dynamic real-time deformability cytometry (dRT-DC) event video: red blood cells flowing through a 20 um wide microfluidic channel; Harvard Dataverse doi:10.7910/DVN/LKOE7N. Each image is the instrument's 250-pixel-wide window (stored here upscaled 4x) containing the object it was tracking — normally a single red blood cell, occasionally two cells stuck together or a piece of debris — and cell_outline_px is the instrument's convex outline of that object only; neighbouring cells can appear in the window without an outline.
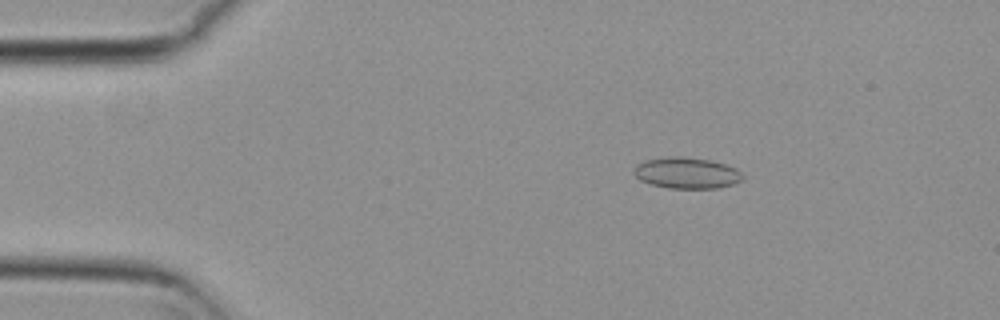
{"species": "common noctule bat (a hibernating species)", "species_latin": "Nyctalus noctula", "temperature_condition": "cold", "stored_images_in_passage": 55, "camera_frame_rate_fps": 3000, "um_per_image_px": 0.085, "animal": {"sex": "female", "body_mass_g": 29.2, "forearm_length_mm": 56.3}, "frame": {"image": 1, "passage_image": 9, "time_ms": 2.667, "image_size_px": [1000, 320], "cell_outline_px": [[744, 176], [740, 180], [732, 184], [716, 188], [668, 188], [652, 184], [640, 180], [632, 172], [632, 168], [636, 164], [644, 160], [668, 156], [684, 156], [712, 160], [736, 168]], "centroid_in_image_um": [58.32, 14.68], "position_along_channel_um": 26.7, "area_um2": 19.88}}
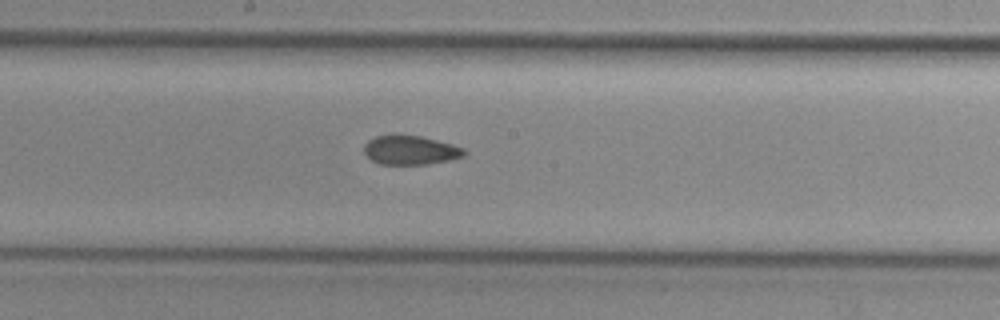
{"frame": {"image": 2, "passage_image": 29, "time_ms": 9.333, "image_size_px": [1000, 320], "cell_outline_px": [[468, 152], [464, 156], [448, 160], [428, 164], [380, 164], [372, 160], [364, 152], [364, 144], [368, 140], [376, 136], [420, 136], [452, 144], [464, 148]], "centroid_in_image_um": [34.91, 12.77], "position_along_channel_um": 213.3, "area_um2": 16.7}}
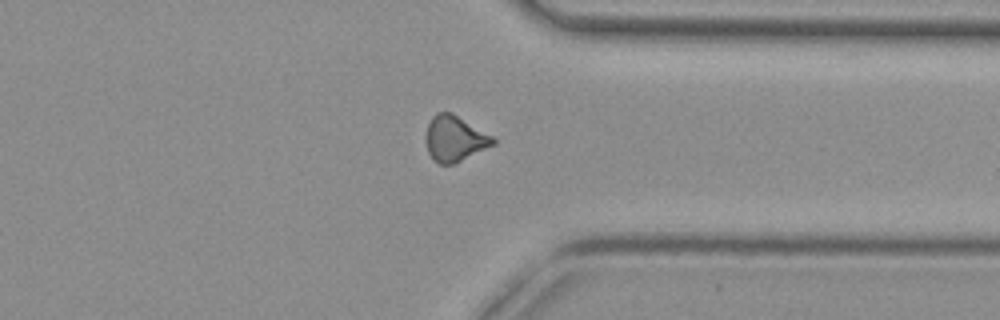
{"frame": {"image": 3, "passage_image": 42, "time_ms": 13.667, "image_size_px": [1000, 320], "cell_outline_px": [[496, 144], [456, 164], [440, 164], [432, 160], [428, 152], [424, 140], [424, 136], [428, 124], [432, 116], [436, 112], [452, 112], [492, 136], [496, 140]], "centroid_in_image_um": [38.63, 11.8], "position_along_channel_um": 372.8, "area_um2": 18.26}, "authors_computed_cell_mechanics": {"area_um2": 17.8602, "velocity_mm_per_s": 3.7432, "shape_relaxation_time_tau1_ms": null, "shape_relaxation_time_tau2_ms": 3.6579, "deformation_change_tau1": null, "deformation_change_tau2": 0.0926}}